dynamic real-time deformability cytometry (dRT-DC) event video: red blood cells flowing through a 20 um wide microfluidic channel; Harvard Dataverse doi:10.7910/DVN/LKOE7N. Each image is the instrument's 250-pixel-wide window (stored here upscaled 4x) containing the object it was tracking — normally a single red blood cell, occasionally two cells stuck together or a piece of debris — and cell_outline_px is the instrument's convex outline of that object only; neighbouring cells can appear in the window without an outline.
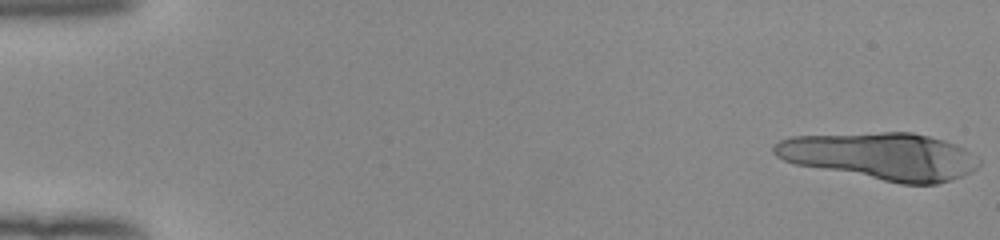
{"species": "human", "species_latin": "Homo sapiens", "temperature_condition": "room temperature", "stored_images_in_passage": 16, "camera_frame_rate_fps": 3000, "um_per_image_px": 0.085, "donor": {"sex": "female"}, "frame": {"image": 1, "passage_image": 1, "time_ms": 0.0, "image_size_px": [1000, 240], "cell_outline_px": [[980, 164], [976, 168], [952, 180], [936, 184], [900, 184], [796, 164], [784, 160], [776, 156], [772, 152], [772, 148], [780, 140], [792, 136], [880, 132], [912, 132], [944, 140], [956, 144], [964, 148], [976, 156], [980, 160]], "centroid_in_image_um": [74.87, 13.27], "position_along_channel_um": 10.1, "area_um2": 56.3}}